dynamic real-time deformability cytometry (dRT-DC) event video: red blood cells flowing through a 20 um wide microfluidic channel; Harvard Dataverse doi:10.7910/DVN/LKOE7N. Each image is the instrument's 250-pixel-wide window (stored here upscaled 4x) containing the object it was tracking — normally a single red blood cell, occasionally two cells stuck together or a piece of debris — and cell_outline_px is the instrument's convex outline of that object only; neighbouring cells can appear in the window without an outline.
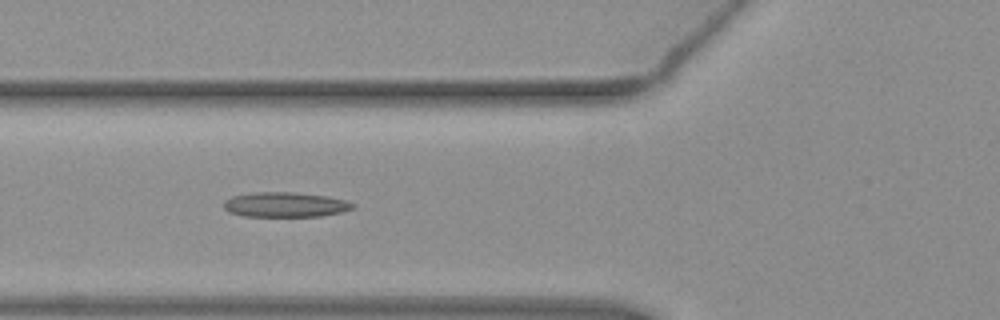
{"species": "common noctule bat (a hibernating species)", "species_latin": "Nyctalus noctula", "temperature_condition": "warm", "stored_images_in_passage": 25, "camera_frame_rate_fps": 3000, "um_per_image_px": 0.085, "animal": {"sex": "female", "body_mass_g": 19.3, "forearm_length_mm": 54.1}, "frame": {"image": 1, "passage_image": 7, "time_ms": 2.0, "image_size_px": [1000, 320], "cell_outline_px": [[356, 204], [352, 208], [344, 212], [320, 216], [244, 216], [228, 212], [224, 208], [224, 200], [232, 196], [252, 192], [296, 192], [328, 196], [344, 200]], "centroid_in_image_um": [24.24, 17.39], "position_along_channel_um": 101.6, "area_um2": 18.84}}
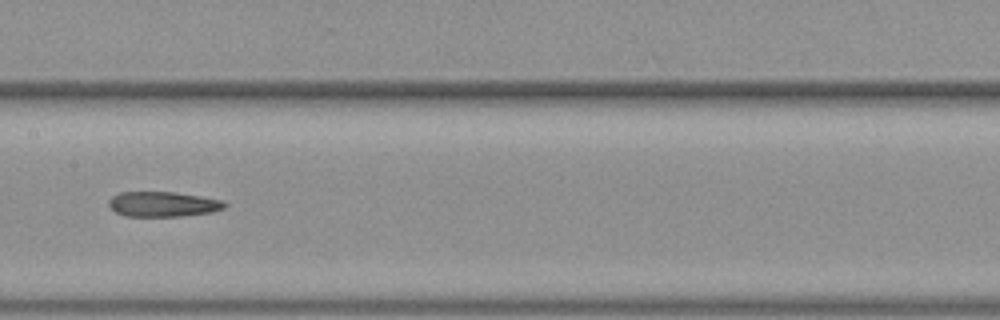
{"frame": {"image": 2, "passage_image": 14, "time_ms": 4.333, "image_size_px": [1000, 320], "cell_outline_px": [[228, 204], [224, 208], [212, 212], [180, 216], [124, 216], [116, 212], [108, 204], [108, 200], [112, 196], [120, 192], [172, 192], [200, 196], [224, 200]], "centroid_in_image_um": [13.86, 17.35], "position_along_channel_um": 193.5, "area_um2": 16.94}}
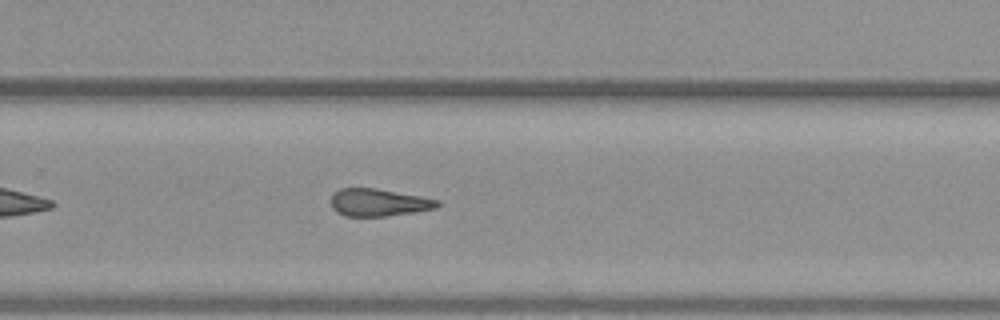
{"frame": {"image": 3, "passage_image": 22, "time_ms": 7.0, "image_size_px": [1000, 320], "cell_outline_px": [[440, 204], [436, 208], [388, 216], [344, 216], [336, 212], [332, 208], [332, 192], [340, 188], [376, 188], [420, 196], [440, 200]], "centroid_in_image_um": [32.16, 17.21], "position_along_channel_um": 297.6, "area_um2": 17.05}}